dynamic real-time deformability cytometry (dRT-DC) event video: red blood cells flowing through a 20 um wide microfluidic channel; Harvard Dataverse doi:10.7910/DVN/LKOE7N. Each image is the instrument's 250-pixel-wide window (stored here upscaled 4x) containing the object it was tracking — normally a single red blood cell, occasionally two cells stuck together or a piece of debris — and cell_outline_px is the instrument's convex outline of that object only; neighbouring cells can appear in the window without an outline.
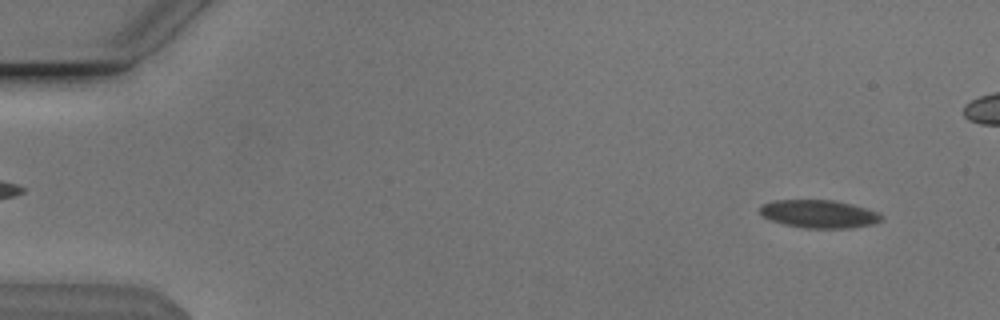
{"species": "Egyptian fruit bat (a non-hibernating species)", "species_latin": "Rousettus aegyptiacus", "temperature_condition": "cold", "stored_images_in_passage": 15, "camera_frame_rate_fps": 3000, "um_per_image_px": 0.085, "animal": {"sex": "male"}, "frame": {"image": 1, "passage_image": 3, "time_ms": 0.667, "image_size_px": [1000, 320], "cell_outline_px": [[884, 216], [880, 220], [872, 224], [848, 228], [804, 228], [784, 224], [772, 220], [764, 216], [760, 212], [760, 204], [776, 200], [832, 200], [880, 212]], "centroid_in_image_um": [69.6, 18.18], "position_along_channel_um": 15.4, "area_um2": 19.59}}